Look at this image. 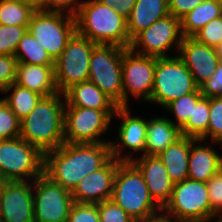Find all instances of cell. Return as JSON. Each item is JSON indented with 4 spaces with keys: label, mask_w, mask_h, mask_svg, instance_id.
Wrapping results in <instances>:
<instances>
[{
    "label": "cell",
    "mask_w": 222,
    "mask_h": 222,
    "mask_svg": "<svg viewBox=\"0 0 222 222\" xmlns=\"http://www.w3.org/2000/svg\"><path fill=\"white\" fill-rule=\"evenodd\" d=\"M110 143H67L44 154V174L73 192L80 180L110 159Z\"/></svg>",
    "instance_id": "6da1fadb"
},
{
    "label": "cell",
    "mask_w": 222,
    "mask_h": 222,
    "mask_svg": "<svg viewBox=\"0 0 222 222\" xmlns=\"http://www.w3.org/2000/svg\"><path fill=\"white\" fill-rule=\"evenodd\" d=\"M64 111V93L42 97L21 121L20 137L43 154L58 148L65 142Z\"/></svg>",
    "instance_id": "7a4b0ae2"
},
{
    "label": "cell",
    "mask_w": 222,
    "mask_h": 222,
    "mask_svg": "<svg viewBox=\"0 0 222 222\" xmlns=\"http://www.w3.org/2000/svg\"><path fill=\"white\" fill-rule=\"evenodd\" d=\"M75 20L76 31L95 44L130 47L127 19L99 0L83 1Z\"/></svg>",
    "instance_id": "3957f363"
},
{
    "label": "cell",
    "mask_w": 222,
    "mask_h": 222,
    "mask_svg": "<svg viewBox=\"0 0 222 222\" xmlns=\"http://www.w3.org/2000/svg\"><path fill=\"white\" fill-rule=\"evenodd\" d=\"M111 200L136 222H149L162 215V208L151 197L142 173L132 162L118 164Z\"/></svg>",
    "instance_id": "277c9868"
},
{
    "label": "cell",
    "mask_w": 222,
    "mask_h": 222,
    "mask_svg": "<svg viewBox=\"0 0 222 222\" xmlns=\"http://www.w3.org/2000/svg\"><path fill=\"white\" fill-rule=\"evenodd\" d=\"M162 215L180 222H210L207 184L189 178L175 183L169 201L162 208Z\"/></svg>",
    "instance_id": "5b68a950"
},
{
    "label": "cell",
    "mask_w": 222,
    "mask_h": 222,
    "mask_svg": "<svg viewBox=\"0 0 222 222\" xmlns=\"http://www.w3.org/2000/svg\"><path fill=\"white\" fill-rule=\"evenodd\" d=\"M43 173L44 154L37 147L21 137L0 140V176L6 181L32 182Z\"/></svg>",
    "instance_id": "8992f818"
},
{
    "label": "cell",
    "mask_w": 222,
    "mask_h": 222,
    "mask_svg": "<svg viewBox=\"0 0 222 222\" xmlns=\"http://www.w3.org/2000/svg\"><path fill=\"white\" fill-rule=\"evenodd\" d=\"M125 48L117 45L97 44L89 62V78L118 106H124L122 59Z\"/></svg>",
    "instance_id": "52a82bcc"
},
{
    "label": "cell",
    "mask_w": 222,
    "mask_h": 222,
    "mask_svg": "<svg viewBox=\"0 0 222 222\" xmlns=\"http://www.w3.org/2000/svg\"><path fill=\"white\" fill-rule=\"evenodd\" d=\"M199 87L179 56L156 58L150 103L165 107L172 100L195 92Z\"/></svg>",
    "instance_id": "ba28073f"
},
{
    "label": "cell",
    "mask_w": 222,
    "mask_h": 222,
    "mask_svg": "<svg viewBox=\"0 0 222 222\" xmlns=\"http://www.w3.org/2000/svg\"><path fill=\"white\" fill-rule=\"evenodd\" d=\"M96 45L77 31L69 39L54 61L55 83L59 93H64L75 84L88 81L90 57Z\"/></svg>",
    "instance_id": "9c48e42d"
},
{
    "label": "cell",
    "mask_w": 222,
    "mask_h": 222,
    "mask_svg": "<svg viewBox=\"0 0 222 222\" xmlns=\"http://www.w3.org/2000/svg\"><path fill=\"white\" fill-rule=\"evenodd\" d=\"M116 110L65 106L64 140L67 143H110L100 139L107 133Z\"/></svg>",
    "instance_id": "30bf717a"
},
{
    "label": "cell",
    "mask_w": 222,
    "mask_h": 222,
    "mask_svg": "<svg viewBox=\"0 0 222 222\" xmlns=\"http://www.w3.org/2000/svg\"><path fill=\"white\" fill-rule=\"evenodd\" d=\"M28 31L55 61L76 32V20L66 13L37 8L31 17Z\"/></svg>",
    "instance_id": "8fae6325"
},
{
    "label": "cell",
    "mask_w": 222,
    "mask_h": 222,
    "mask_svg": "<svg viewBox=\"0 0 222 222\" xmlns=\"http://www.w3.org/2000/svg\"><path fill=\"white\" fill-rule=\"evenodd\" d=\"M73 203L71 192L44 173L33 180L34 222H67Z\"/></svg>",
    "instance_id": "7c38bea8"
},
{
    "label": "cell",
    "mask_w": 222,
    "mask_h": 222,
    "mask_svg": "<svg viewBox=\"0 0 222 222\" xmlns=\"http://www.w3.org/2000/svg\"><path fill=\"white\" fill-rule=\"evenodd\" d=\"M182 39L180 19L169 14L138 33L129 48L140 55L169 57L168 51L173 49V46L176 45V53L179 51Z\"/></svg>",
    "instance_id": "4fadbf2b"
},
{
    "label": "cell",
    "mask_w": 222,
    "mask_h": 222,
    "mask_svg": "<svg viewBox=\"0 0 222 222\" xmlns=\"http://www.w3.org/2000/svg\"><path fill=\"white\" fill-rule=\"evenodd\" d=\"M156 57L140 55L127 48L123 52L122 79L124 106L129 105V95L150 102L154 86Z\"/></svg>",
    "instance_id": "5bb4252c"
},
{
    "label": "cell",
    "mask_w": 222,
    "mask_h": 222,
    "mask_svg": "<svg viewBox=\"0 0 222 222\" xmlns=\"http://www.w3.org/2000/svg\"><path fill=\"white\" fill-rule=\"evenodd\" d=\"M115 116L122 122L117 132L120 142L110 141L112 157L120 162H131L134 159L133 153L142 152L141 155H145L147 120L140 116H132L128 106H118ZM125 148L132 150V156L122 154Z\"/></svg>",
    "instance_id": "9a60e30c"
},
{
    "label": "cell",
    "mask_w": 222,
    "mask_h": 222,
    "mask_svg": "<svg viewBox=\"0 0 222 222\" xmlns=\"http://www.w3.org/2000/svg\"><path fill=\"white\" fill-rule=\"evenodd\" d=\"M2 222H34L33 181H7L0 196Z\"/></svg>",
    "instance_id": "2e32d148"
},
{
    "label": "cell",
    "mask_w": 222,
    "mask_h": 222,
    "mask_svg": "<svg viewBox=\"0 0 222 222\" xmlns=\"http://www.w3.org/2000/svg\"><path fill=\"white\" fill-rule=\"evenodd\" d=\"M178 56L191 72L198 87L212 77L220 62L216 48L200 43L193 37H183Z\"/></svg>",
    "instance_id": "e0dca14e"
},
{
    "label": "cell",
    "mask_w": 222,
    "mask_h": 222,
    "mask_svg": "<svg viewBox=\"0 0 222 222\" xmlns=\"http://www.w3.org/2000/svg\"><path fill=\"white\" fill-rule=\"evenodd\" d=\"M119 163L112 157L102 168L82 178L71 193L74 202L99 204L111 199Z\"/></svg>",
    "instance_id": "ac0fdd59"
},
{
    "label": "cell",
    "mask_w": 222,
    "mask_h": 222,
    "mask_svg": "<svg viewBox=\"0 0 222 222\" xmlns=\"http://www.w3.org/2000/svg\"><path fill=\"white\" fill-rule=\"evenodd\" d=\"M142 173L153 200L163 208L169 201L174 183L157 155H139L131 161Z\"/></svg>",
    "instance_id": "d6986e66"
},
{
    "label": "cell",
    "mask_w": 222,
    "mask_h": 222,
    "mask_svg": "<svg viewBox=\"0 0 222 222\" xmlns=\"http://www.w3.org/2000/svg\"><path fill=\"white\" fill-rule=\"evenodd\" d=\"M202 142L205 143L202 139L190 138L188 178L206 183L222 169V155Z\"/></svg>",
    "instance_id": "ffe728a7"
},
{
    "label": "cell",
    "mask_w": 222,
    "mask_h": 222,
    "mask_svg": "<svg viewBox=\"0 0 222 222\" xmlns=\"http://www.w3.org/2000/svg\"><path fill=\"white\" fill-rule=\"evenodd\" d=\"M15 83L40 94L42 97L58 93L54 65L18 63Z\"/></svg>",
    "instance_id": "44dd1931"
},
{
    "label": "cell",
    "mask_w": 222,
    "mask_h": 222,
    "mask_svg": "<svg viewBox=\"0 0 222 222\" xmlns=\"http://www.w3.org/2000/svg\"><path fill=\"white\" fill-rule=\"evenodd\" d=\"M65 106H78L95 110H116L118 105L93 82L85 81L64 92Z\"/></svg>",
    "instance_id": "7402d4cb"
},
{
    "label": "cell",
    "mask_w": 222,
    "mask_h": 222,
    "mask_svg": "<svg viewBox=\"0 0 222 222\" xmlns=\"http://www.w3.org/2000/svg\"><path fill=\"white\" fill-rule=\"evenodd\" d=\"M169 15L168 0H136L127 18V31L132 40L155 21Z\"/></svg>",
    "instance_id": "603a6c76"
},
{
    "label": "cell",
    "mask_w": 222,
    "mask_h": 222,
    "mask_svg": "<svg viewBox=\"0 0 222 222\" xmlns=\"http://www.w3.org/2000/svg\"><path fill=\"white\" fill-rule=\"evenodd\" d=\"M180 129L171 118L154 117L147 120L145 155H158L181 137Z\"/></svg>",
    "instance_id": "cb8c5ba5"
},
{
    "label": "cell",
    "mask_w": 222,
    "mask_h": 222,
    "mask_svg": "<svg viewBox=\"0 0 222 222\" xmlns=\"http://www.w3.org/2000/svg\"><path fill=\"white\" fill-rule=\"evenodd\" d=\"M189 154L190 137L181 136L157 155L174 184L188 178Z\"/></svg>",
    "instance_id": "d4e9b609"
},
{
    "label": "cell",
    "mask_w": 222,
    "mask_h": 222,
    "mask_svg": "<svg viewBox=\"0 0 222 222\" xmlns=\"http://www.w3.org/2000/svg\"><path fill=\"white\" fill-rule=\"evenodd\" d=\"M222 16V6L218 0H206L180 19L183 37H193L211 20Z\"/></svg>",
    "instance_id": "484cf974"
},
{
    "label": "cell",
    "mask_w": 222,
    "mask_h": 222,
    "mask_svg": "<svg viewBox=\"0 0 222 222\" xmlns=\"http://www.w3.org/2000/svg\"><path fill=\"white\" fill-rule=\"evenodd\" d=\"M2 93L10 94L2 99L20 121L30 114L42 98L40 94L22 87L15 82L7 87Z\"/></svg>",
    "instance_id": "4316f807"
},
{
    "label": "cell",
    "mask_w": 222,
    "mask_h": 222,
    "mask_svg": "<svg viewBox=\"0 0 222 222\" xmlns=\"http://www.w3.org/2000/svg\"><path fill=\"white\" fill-rule=\"evenodd\" d=\"M37 7L24 0H0V24L29 26Z\"/></svg>",
    "instance_id": "83f0119b"
},
{
    "label": "cell",
    "mask_w": 222,
    "mask_h": 222,
    "mask_svg": "<svg viewBox=\"0 0 222 222\" xmlns=\"http://www.w3.org/2000/svg\"><path fill=\"white\" fill-rule=\"evenodd\" d=\"M210 118V97L202 96L194 106L192 118L180 129L181 135L207 142Z\"/></svg>",
    "instance_id": "f1b7e54d"
},
{
    "label": "cell",
    "mask_w": 222,
    "mask_h": 222,
    "mask_svg": "<svg viewBox=\"0 0 222 222\" xmlns=\"http://www.w3.org/2000/svg\"><path fill=\"white\" fill-rule=\"evenodd\" d=\"M14 56L18 63L32 65H54L44 47L39 45L33 35L27 31L16 48Z\"/></svg>",
    "instance_id": "f546056e"
},
{
    "label": "cell",
    "mask_w": 222,
    "mask_h": 222,
    "mask_svg": "<svg viewBox=\"0 0 222 222\" xmlns=\"http://www.w3.org/2000/svg\"><path fill=\"white\" fill-rule=\"evenodd\" d=\"M203 96L198 88L195 92L183 95L180 98L172 100L164 108L174 114L176 120L171 122L181 129L192 118V112L197 101ZM176 122V123H175Z\"/></svg>",
    "instance_id": "4dcf8cb0"
},
{
    "label": "cell",
    "mask_w": 222,
    "mask_h": 222,
    "mask_svg": "<svg viewBox=\"0 0 222 222\" xmlns=\"http://www.w3.org/2000/svg\"><path fill=\"white\" fill-rule=\"evenodd\" d=\"M28 31V26L0 24V54L14 55L18 43Z\"/></svg>",
    "instance_id": "1f68e13d"
},
{
    "label": "cell",
    "mask_w": 222,
    "mask_h": 222,
    "mask_svg": "<svg viewBox=\"0 0 222 222\" xmlns=\"http://www.w3.org/2000/svg\"><path fill=\"white\" fill-rule=\"evenodd\" d=\"M21 121L9 106L0 99V140L20 137Z\"/></svg>",
    "instance_id": "d6a6232c"
},
{
    "label": "cell",
    "mask_w": 222,
    "mask_h": 222,
    "mask_svg": "<svg viewBox=\"0 0 222 222\" xmlns=\"http://www.w3.org/2000/svg\"><path fill=\"white\" fill-rule=\"evenodd\" d=\"M222 144V96L210 97V118L207 140Z\"/></svg>",
    "instance_id": "836d02e7"
},
{
    "label": "cell",
    "mask_w": 222,
    "mask_h": 222,
    "mask_svg": "<svg viewBox=\"0 0 222 222\" xmlns=\"http://www.w3.org/2000/svg\"><path fill=\"white\" fill-rule=\"evenodd\" d=\"M193 38L217 49L222 44V16L207 23Z\"/></svg>",
    "instance_id": "e575fe53"
},
{
    "label": "cell",
    "mask_w": 222,
    "mask_h": 222,
    "mask_svg": "<svg viewBox=\"0 0 222 222\" xmlns=\"http://www.w3.org/2000/svg\"><path fill=\"white\" fill-rule=\"evenodd\" d=\"M208 195L211 206V221L222 215V169L207 182Z\"/></svg>",
    "instance_id": "d590c367"
},
{
    "label": "cell",
    "mask_w": 222,
    "mask_h": 222,
    "mask_svg": "<svg viewBox=\"0 0 222 222\" xmlns=\"http://www.w3.org/2000/svg\"><path fill=\"white\" fill-rule=\"evenodd\" d=\"M100 222H136L113 200L108 199L98 204Z\"/></svg>",
    "instance_id": "8d00e7d4"
},
{
    "label": "cell",
    "mask_w": 222,
    "mask_h": 222,
    "mask_svg": "<svg viewBox=\"0 0 222 222\" xmlns=\"http://www.w3.org/2000/svg\"><path fill=\"white\" fill-rule=\"evenodd\" d=\"M67 222H100L98 204L74 202Z\"/></svg>",
    "instance_id": "74e56055"
},
{
    "label": "cell",
    "mask_w": 222,
    "mask_h": 222,
    "mask_svg": "<svg viewBox=\"0 0 222 222\" xmlns=\"http://www.w3.org/2000/svg\"><path fill=\"white\" fill-rule=\"evenodd\" d=\"M17 64L14 55L0 54V92L16 81Z\"/></svg>",
    "instance_id": "f35d334b"
},
{
    "label": "cell",
    "mask_w": 222,
    "mask_h": 222,
    "mask_svg": "<svg viewBox=\"0 0 222 222\" xmlns=\"http://www.w3.org/2000/svg\"><path fill=\"white\" fill-rule=\"evenodd\" d=\"M82 3L79 0H42L37 8L48 12H66L75 17Z\"/></svg>",
    "instance_id": "ab89813d"
},
{
    "label": "cell",
    "mask_w": 222,
    "mask_h": 222,
    "mask_svg": "<svg viewBox=\"0 0 222 222\" xmlns=\"http://www.w3.org/2000/svg\"><path fill=\"white\" fill-rule=\"evenodd\" d=\"M199 88L205 97L222 96V60H220L212 77Z\"/></svg>",
    "instance_id": "60d3db41"
},
{
    "label": "cell",
    "mask_w": 222,
    "mask_h": 222,
    "mask_svg": "<svg viewBox=\"0 0 222 222\" xmlns=\"http://www.w3.org/2000/svg\"><path fill=\"white\" fill-rule=\"evenodd\" d=\"M203 1L206 0H168L169 14L181 19Z\"/></svg>",
    "instance_id": "b9f144b4"
},
{
    "label": "cell",
    "mask_w": 222,
    "mask_h": 222,
    "mask_svg": "<svg viewBox=\"0 0 222 222\" xmlns=\"http://www.w3.org/2000/svg\"><path fill=\"white\" fill-rule=\"evenodd\" d=\"M108 7H113L124 18H128L136 0H99Z\"/></svg>",
    "instance_id": "7bdbcfd3"
},
{
    "label": "cell",
    "mask_w": 222,
    "mask_h": 222,
    "mask_svg": "<svg viewBox=\"0 0 222 222\" xmlns=\"http://www.w3.org/2000/svg\"><path fill=\"white\" fill-rule=\"evenodd\" d=\"M149 222H180V221L172 220V219L164 217L163 215H160L159 217H156L150 220Z\"/></svg>",
    "instance_id": "ee69618b"
},
{
    "label": "cell",
    "mask_w": 222,
    "mask_h": 222,
    "mask_svg": "<svg viewBox=\"0 0 222 222\" xmlns=\"http://www.w3.org/2000/svg\"><path fill=\"white\" fill-rule=\"evenodd\" d=\"M7 181L0 176V196H1V192H2V189H3V186L5 185Z\"/></svg>",
    "instance_id": "f6af8a7d"
},
{
    "label": "cell",
    "mask_w": 222,
    "mask_h": 222,
    "mask_svg": "<svg viewBox=\"0 0 222 222\" xmlns=\"http://www.w3.org/2000/svg\"><path fill=\"white\" fill-rule=\"evenodd\" d=\"M24 1L30 2L34 4L36 7H38L42 0H24Z\"/></svg>",
    "instance_id": "bcb514c9"
},
{
    "label": "cell",
    "mask_w": 222,
    "mask_h": 222,
    "mask_svg": "<svg viewBox=\"0 0 222 222\" xmlns=\"http://www.w3.org/2000/svg\"><path fill=\"white\" fill-rule=\"evenodd\" d=\"M220 60H222V44L217 48Z\"/></svg>",
    "instance_id": "7dc6e473"
},
{
    "label": "cell",
    "mask_w": 222,
    "mask_h": 222,
    "mask_svg": "<svg viewBox=\"0 0 222 222\" xmlns=\"http://www.w3.org/2000/svg\"><path fill=\"white\" fill-rule=\"evenodd\" d=\"M218 220H219L220 222H222V215L220 216V218H218Z\"/></svg>",
    "instance_id": "c3c4849f"
}]
</instances>
